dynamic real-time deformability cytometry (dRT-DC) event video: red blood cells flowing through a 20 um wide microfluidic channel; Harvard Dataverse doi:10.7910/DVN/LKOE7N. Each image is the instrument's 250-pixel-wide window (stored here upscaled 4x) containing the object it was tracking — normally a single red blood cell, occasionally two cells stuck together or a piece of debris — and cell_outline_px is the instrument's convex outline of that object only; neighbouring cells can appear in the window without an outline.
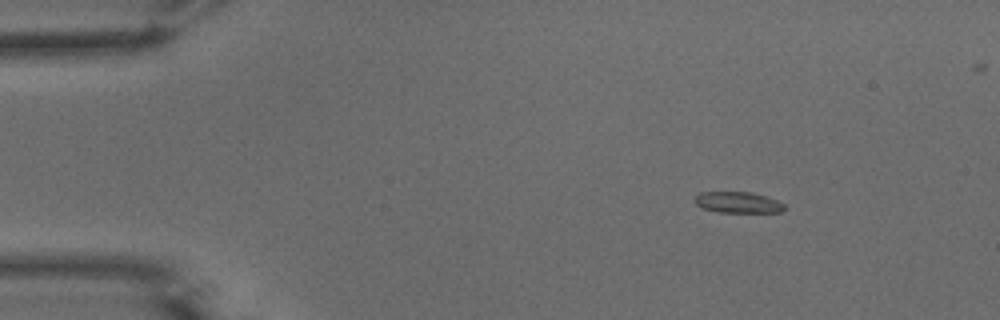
{"species": "common noctule bat (a hibernating species)", "species_latin": "Nyctalus noctula", "temperature_condition": "warm", "stored_images_in_passage": 52, "camera_frame_rate_fps": 3000, "um_per_image_px": 0.085, "animal": {"sex": "male", "body_mass_g": 15.6}, "frame": {"image": 1, "passage_image": 7, "time_ms": 2.0, "image_size_px": [1000, 320], "cell_outline_px": [[784, 208], [780, 212], [720, 212], [704, 208], [696, 204], [692, 200], [692, 196], [700, 192], [752, 192], [776, 200], [784, 204]], "centroid_in_image_um": [62.65, 17.19], "position_along_channel_um": 22.3, "area_um2": 10.98}}
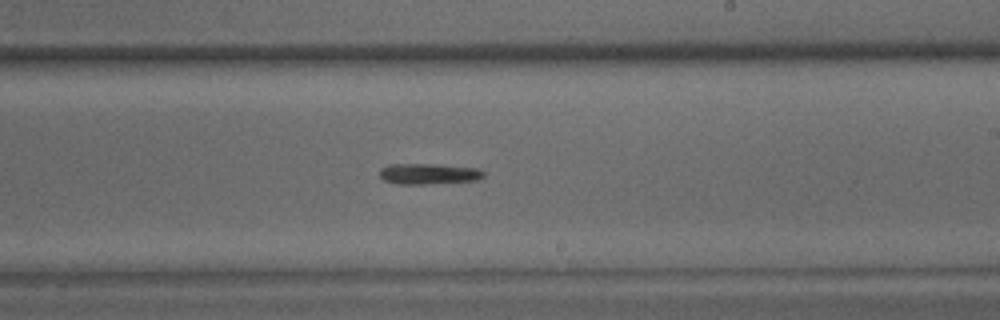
{"frame": {"image": 2, "passage_image": 31, "time_ms": 10.0, "image_size_px": [1000, 320], "cell_outline_px": [[484, 176], [476, 180], [424, 184], [396, 184], [384, 180], [380, 176], [380, 168], [388, 164], [432, 164], [476, 168], [484, 172]], "centroid_in_image_um": [36.38, 14.77], "position_along_channel_um": 252.6, "area_um2": 12.48}}
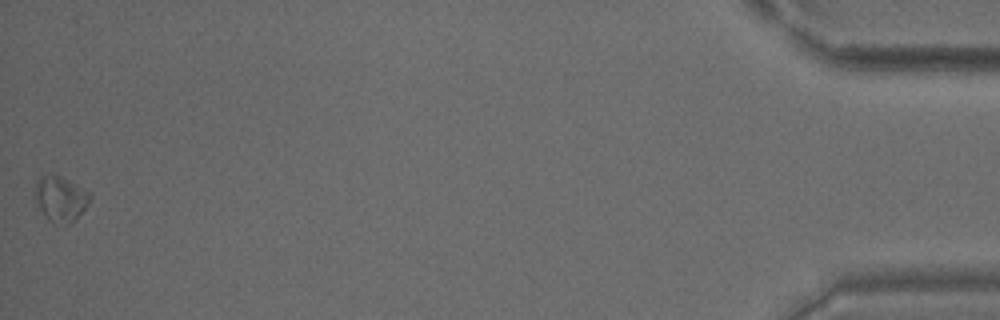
{"frame": {"image": 3, "passage_image": 52, "time_ms": 17.0, "image_size_px": [1000, 320], "cell_outline_px": [[92, 196], [88, 204], [68, 224], [52, 224], [48, 220], [40, 208], [36, 200], [36, 180], [40, 176], [52, 172], [92, 192]], "centroid_in_image_um": [5.15, 16.85], "position_along_channel_um": 430.1, "area_um2": 14.45}, "authors_computed_cell_mechanics": {"area_um2": 12.2247, "velocity_mm_per_s": 3.8818, "shape_relaxation_time_tau1_ms": 4.7715, "shape_relaxation_time_tau2_ms": null, "deformation_change_tau1": 0.1775, "deformation_change_tau2": null}}